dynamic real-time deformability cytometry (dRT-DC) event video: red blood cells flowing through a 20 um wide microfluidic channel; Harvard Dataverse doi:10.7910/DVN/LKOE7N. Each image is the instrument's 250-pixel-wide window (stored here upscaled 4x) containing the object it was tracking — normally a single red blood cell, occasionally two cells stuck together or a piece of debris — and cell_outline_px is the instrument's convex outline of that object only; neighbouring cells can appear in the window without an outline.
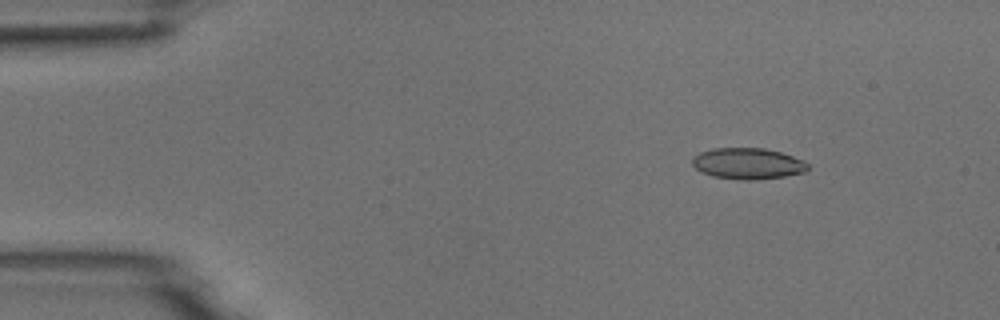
{"species": "common noctule bat (a hibernating species)", "species_latin": "Nyctalus noctula", "temperature_condition": "room temperature", "stored_images_in_passage": 4, "camera_frame_rate_fps": 3000, "um_per_image_px": 0.085, "animal": {"sex": "male", "body_mass_g": 18.8}, "frame": {"image": 1, "passage_image": 2, "time_ms": 1.0, "image_size_px": [1000, 320], "cell_outline_px": [[808, 168], [804, 172], [784, 176], [756, 180], [744, 180], [712, 176], [700, 172], [692, 164], [692, 156], [700, 152], [712, 148], [764, 148], [780, 152], [804, 160], [808, 164]], "centroid_in_image_um": [63.53, 13.9], "position_along_channel_um": 21.5, "area_um2": 21.04}}